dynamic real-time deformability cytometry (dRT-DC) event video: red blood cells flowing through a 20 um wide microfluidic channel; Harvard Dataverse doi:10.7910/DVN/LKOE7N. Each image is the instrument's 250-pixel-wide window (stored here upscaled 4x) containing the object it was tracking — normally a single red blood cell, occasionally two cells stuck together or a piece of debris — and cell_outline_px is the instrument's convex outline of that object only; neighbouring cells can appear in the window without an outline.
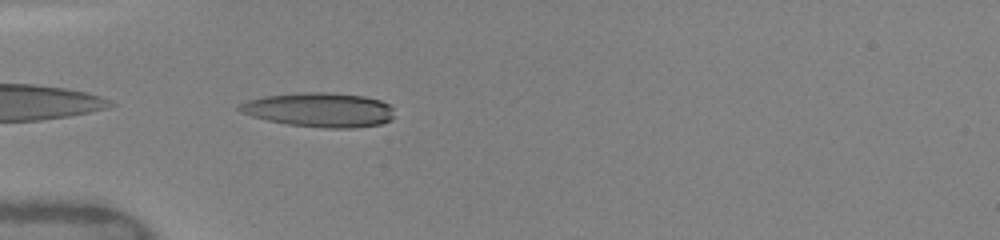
{"species": "human", "species_latin": "Homo sapiens", "temperature_condition": "warm", "stored_images_in_passage": 46, "camera_frame_rate_fps": 3000, "um_per_image_px": 0.085, "donor": {"sex": "female"}, "frame": {"image": 1, "passage_image": 7, "time_ms": 4.0, "image_size_px": [1000, 240], "cell_outline_px": [[392, 120], [380, 124], [352, 128], [324, 128], [288, 124], [268, 120], [252, 116], [240, 112], [236, 108], [240, 104], [248, 100], [264, 96], [308, 92], [328, 92], [364, 96], [380, 100], [388, 104], [392, 108]], "centroid_in_image_um": [27.15, 9.34], "position_along_channel_um": 57.9, "area_um2": 30.87}}
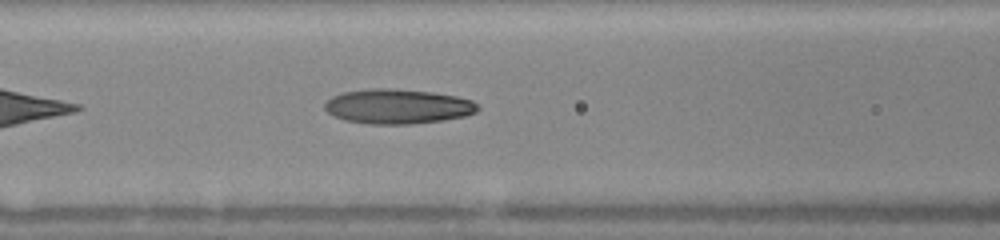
{"frame": {"image": 2, "passage_image": 12, "time_ms": 6.0, "image_size_px": [1000, 240], "cell_outline_px": [[480, 108], [476, 112], [464, 116], [444, 120], [408, 124], [372, 124], [344, 120], [328, 112], [324, 108], [324, 104], [332, 96], [344, 92], [372, 88], [388, 88], [432, 92], [456, 96], [472, 100]], "centroid_in_image_um": [33.81, 9.04], "position_along_channel_um": 132.8, "area_um2": 30.81}}
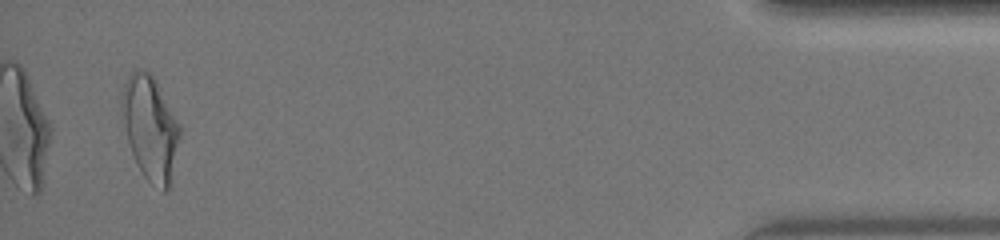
{"frame": {"image": 3, "passage_image": 44, "time_ms": 14.667, "image_size_px": [1000, 240], "cell_outline_px": [[180, 136], [168, 188], [164, 192], [148, 180], [144, 176], [132, 152], [128, 140], [120, 100], [120, 96], [124, 84], [128, 76], [136, 68], [148, 72], [156, 80], [180, 124]], "centroid_in_image_um": [12.77, 10.81], "position_along_channel_um": 422.4, "area_um2": 34.33}, "authors_computed_cell_mechanics": {"area_um2": 30.2583, "velocity_mm_per_s": 4.1358, "shape_relaxation_time_tau1_ms": 10.6691, "shape_relaxation_time_tau2_ms": 1.2435, "deformation_change_tau1": 0.3323, "deformation_change_tau2": 0.0886}}